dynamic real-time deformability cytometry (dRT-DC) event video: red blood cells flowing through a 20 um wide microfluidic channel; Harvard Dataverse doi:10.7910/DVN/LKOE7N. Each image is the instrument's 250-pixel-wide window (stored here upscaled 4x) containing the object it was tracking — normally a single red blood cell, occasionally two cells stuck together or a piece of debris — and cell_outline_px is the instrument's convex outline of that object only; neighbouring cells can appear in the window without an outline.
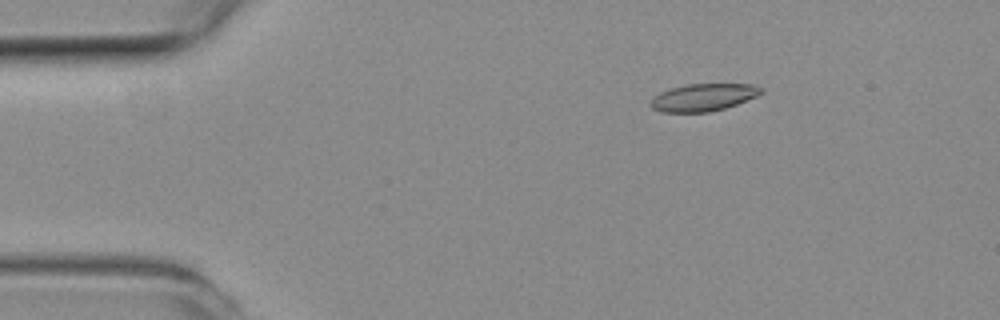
{"species": "common noctule bat (a hibernating species)", "species_latin": "Nyctalus noctula", "temperature_condition": "room temperature", "stored_images_in_passage": 45, "camera_frame_rate_fps": 3000, "um_per_image_px": 0.085, "animal": {"sex": "female", "body_mass_g": 19.3, "forearm_length_mm": 54.1}, "frame": {"image": 1, "passage_image": 2, "time_ms": 0.333, "image_size_px": [1000, 320], "cell_outline_px": [[764, 92], [756, 96], [736, 104], [724, 108], [708, 112], [660, 112], [652, 108], [648, 104], [660, 92], [672, 88], [688, 84], [752, 84], [764, 88]], "centroid_in_image_um": [59.79, 8.27], "position_along_channel_um": 25.2, "area_um2": 17.51}}
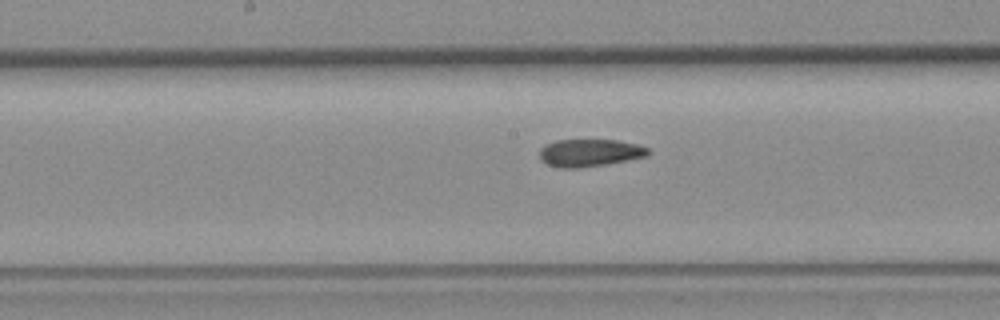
{"frame": {"image": 2, "passage_image": 20, "time_ms": 6.333, "image_size_px": [1000, 320], "cell_outline_px": [[652, 152], [648, 156], [608, 164], [580, 168], [560, 168], [548, 164], [540, 156], [540, 148], [544, 144], [556, 140], [616, 140], [636, 144], [648, 148]], "centroid_in_image_um": [50.15, 12.99], "position_along_channel_um": 198.0, "area_um2": 17.46}}
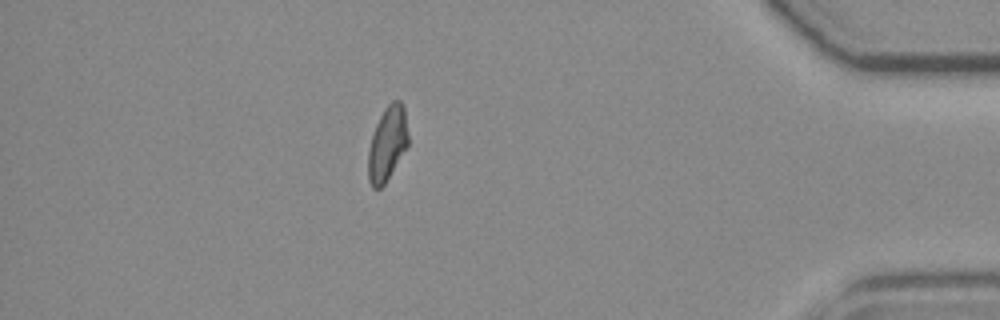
{"frame": {"image": 3, "passage_image": 39, "time_ms": 12.667, "image_size_px": [1000, 320], "cell_outline_px": [[408, 148], [384, 184], [380, 188], [372, 188], [368, 180], [368, 152], [372, 136], [376, 124], [384, 108], [392, 100], [400, 100], [404, 108], [408, 132]], "centroid_in_image_um": [32.93, 12.21], "position_along_channel_um": 402.3, "area_um2": 17.46}, "authors_computed_cell_mechanics": {"area_um2": 17.7446, "velocity_mm_per_s": 3.968, "shape_relaxation_time_tau1_ms": null, "shape_relaxation_time_tau2_ms": 3.9933, "deformation_change_tau1": null, "deformation_change_tau2": 0.1081}}